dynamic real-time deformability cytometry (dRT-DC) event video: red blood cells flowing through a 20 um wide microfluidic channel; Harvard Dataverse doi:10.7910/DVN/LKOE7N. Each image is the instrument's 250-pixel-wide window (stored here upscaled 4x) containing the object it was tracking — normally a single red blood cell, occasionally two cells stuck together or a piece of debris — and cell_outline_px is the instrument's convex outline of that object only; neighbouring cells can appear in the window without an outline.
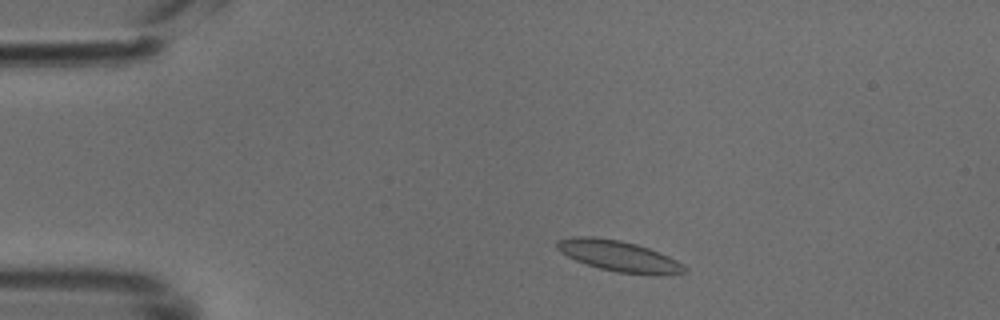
{"species": "common noctule bat (a hibernating species)", "species_latin": "Nyctalus noctula", "temperature_condition": "cold", "stored_images_in_passage": 44, "camera_frame_rate_fps": 3000, "um_per_image_px": 0.085, "animal": {"sex": "male", "body_mass_g": 18.8}, "frame": {"image": 1, "passage_image": 4, "time_ms": 1.0, "image_size_px": [1000, 320], "cell_outline_px": [[688, 268], [684, 272], [616, 272], [600, 268], [576, 260], [560, 252], [556, 248], [556, 240], [572, 236], [592, 236], [620, 240], [636, 244], [660, 252], [676, 260]], "centroid_in_image_um": [52.46, 21.69], "position_along_channel_um": 32.5, "area_um2": 22.02}}
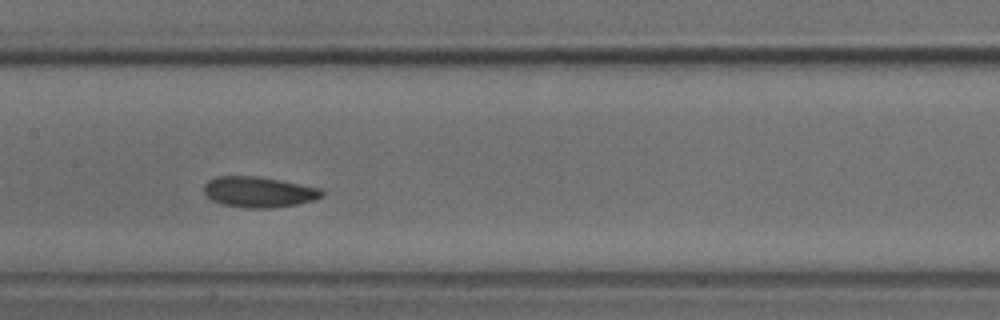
{"frame": {"image": 2, "passage_image": 19, "time_ms": 6.0, "image_size_px": [1000, 320], "cell_outline_px": [[324, 196], [312, 200], [296, 204], [272, 208], [248, 208], [220, 204], [212, 200], [204, 192], [204, 184], [208, 180], [216, 176], [256, 176], [280, 180], [320, 188], [324, 192]], "centroid_in_image_um": [21.98, 16.32], "position_along_channel_um": 185.4, "area_um2": 21.04}}
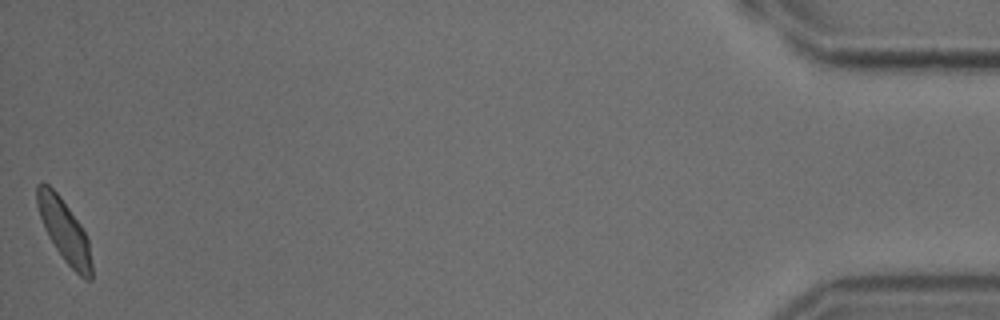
{"frame": {"image": 3, "passage_image": 44, "time_ms": 14.333, "image_size_px": [1000, 320], "cell_outline_px": [[92, 280], [84, 280], [64, 260], [48, 236], [44, 228], [36, 204], [36, 184], [48, 184], [60, 196], [80, 224], [88, 240], [92, 264]], "centroid_in_image_um": [5.47, 19.62], "position_along_channel_um": 429.7, "area_um2": 19.59}}